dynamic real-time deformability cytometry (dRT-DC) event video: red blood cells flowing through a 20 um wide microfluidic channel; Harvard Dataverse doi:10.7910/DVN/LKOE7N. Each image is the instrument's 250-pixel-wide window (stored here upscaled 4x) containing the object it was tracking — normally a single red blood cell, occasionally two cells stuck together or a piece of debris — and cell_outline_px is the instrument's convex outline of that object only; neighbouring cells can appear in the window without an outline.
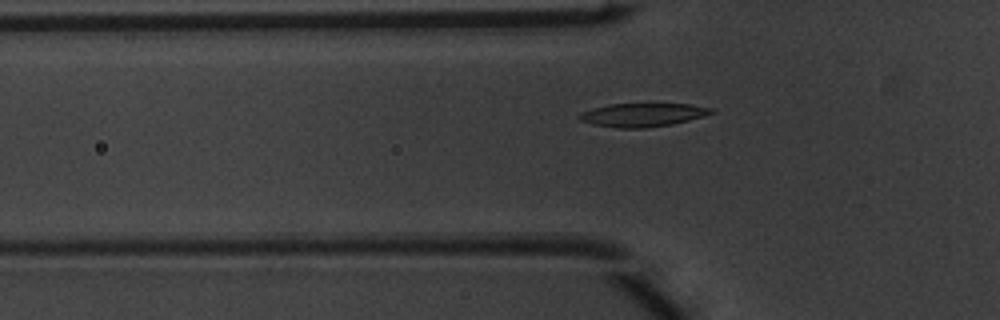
{"species": "common noctule bat (a hibernating species)", "species_latin": "Nyctalus noctula", "temperature_condition": "warm", "stored_images_in_passage": 39, "camera_frame_rate_fps": 3000, "um_per_image_px": 0.085, "animal": {"sex": "male", "body_mass_g": 20.1, "forearm_length_mm": 53.5}, "frame": {"image": 1, "passage_image": 5, "time_ms": 1.333, "image_size_px": [1000, 320], "cell_outline_px": [[716, 112], [704, 116], [672, 124], [644, 128], [620, 128], [592, 124], [580, 120], [576, 116], [580, 112], [592, 108], [608, 104], [688, 104], [712, 108]], "centroid_in_image_um": [54.59, 9.76], "position_along_channel_um": 71.2, "area_um2": 18.03}}
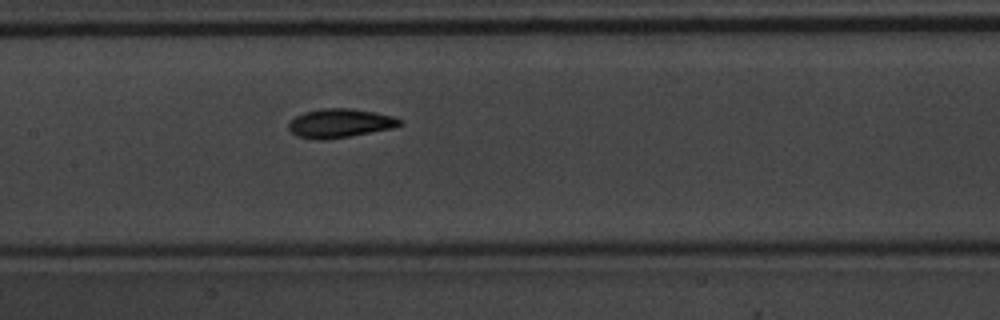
{"frame": {"image": 2, "passage_image": 13, "time_ms": 4.0, "image_size_px": [1000, 320], "cell_outline_px": [[404, 124], [392, 128], [348, 136], [324, 140], [320, 140], [296, 136], [288, 128], [288, 124], [296, 116], [304, 112], [324, 108], [352, 108], [392, 116], [404, 120]], "centroid_in_image_um": [28.9, 10.47], "position_along_channel_um": 178.5, "area_um2": 18.55}}
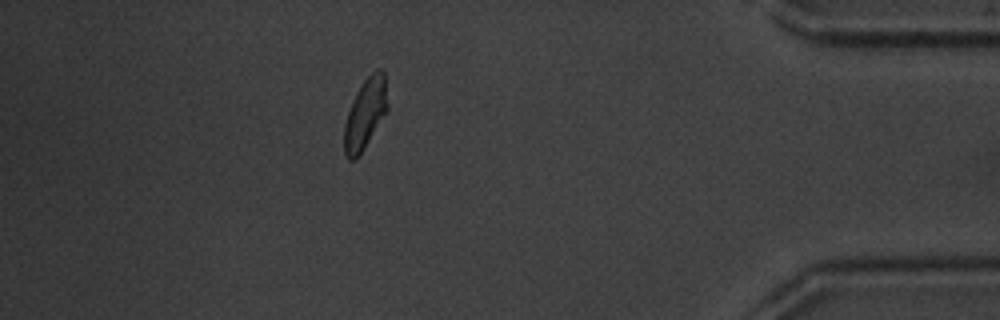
{"frame": {"image": 3, "passage_image": 33, "time_ms": 10.667, "image_size_px": [1000, 320], "cell_outline_px": [[388, 112], [356, 160], [348, 160], [344, 152], [344, 124], [352, 100], [356, 92], [364, 80], [376, 68], [380, 68], [384, 72], [388, 104]], "centroid_in_image_um": [31.06, 9.67], "position_along_channel_um": 404.1, "area_um2": 18.03}}